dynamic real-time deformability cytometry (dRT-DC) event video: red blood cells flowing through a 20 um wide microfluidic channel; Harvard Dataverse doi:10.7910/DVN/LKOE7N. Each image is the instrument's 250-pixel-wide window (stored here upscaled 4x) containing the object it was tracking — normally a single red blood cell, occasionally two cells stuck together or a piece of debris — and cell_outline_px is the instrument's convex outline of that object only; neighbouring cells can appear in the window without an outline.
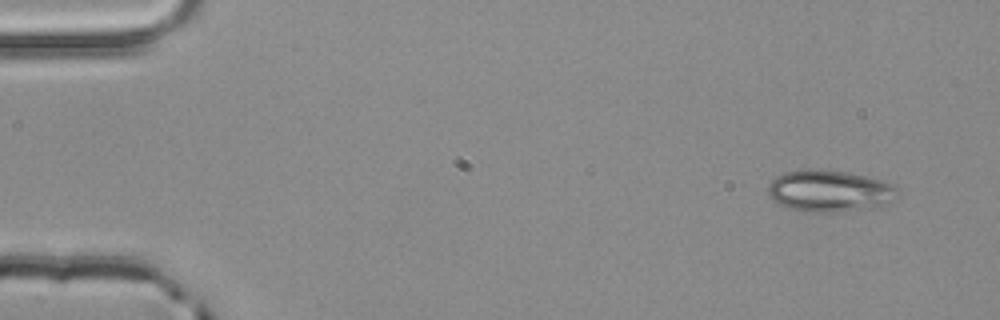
{"species": "common noctule bat (a hibernating species)", "species_latin": "Nyctalus noctula", "temperature_condition": "room temperature", "stored_images_in_passage": 4, "camera_frame_rate_fps": 3000, "um_per_image_px": 0.085, "animal": {"sex": "male", "body_mass_g": 20.4}, "frame": {"image": 1, "passage_image": 1, "time_ms": 0.0, "image_size_px": [1000, 320], "cell_outline_px": [[896, 192], [892, 200], [888, 204], [872, 208], [832, 212], [804, 212], [780, 204], [772, 200], [768, 192], [768, 184], [776, 176], [784, 172], [808, 168], [820, 168], [848, 172], [884, 180], [892, 184], [896, 188]], "centroid_in_image_um": [70.49, 16.21], "position_along_channel_um": 14.5, "area_um2": 31.73}}